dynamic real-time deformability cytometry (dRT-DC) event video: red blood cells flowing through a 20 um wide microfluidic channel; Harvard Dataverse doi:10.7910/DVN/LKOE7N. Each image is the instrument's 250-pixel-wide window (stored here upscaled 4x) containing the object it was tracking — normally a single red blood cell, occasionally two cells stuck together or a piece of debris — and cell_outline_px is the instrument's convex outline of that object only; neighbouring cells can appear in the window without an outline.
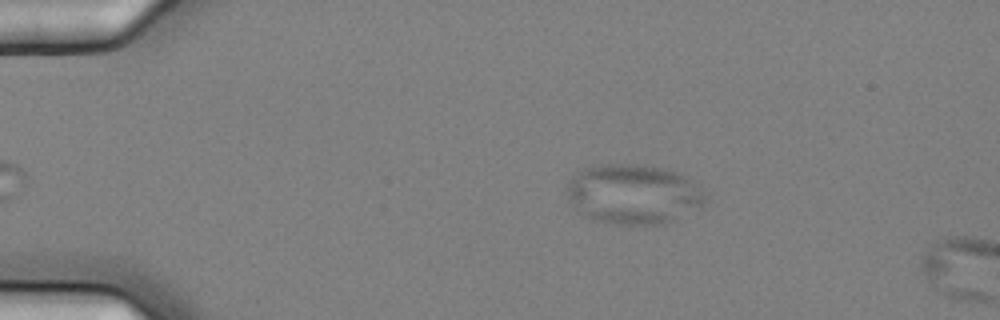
{"species": "common noctule bat (a hibernating species)", "species_latin": "Nyctalus noctula", "temperature_condition": "cold", "stored_images_in_passage": 2, "camera_frame_rate_fps": 3000, "um_per_image_px": 0.085, "animal": {"sex": "female", "body_mass_g": 25.1}, "frame": {"image": 1, "passage_image": 1, "time_ms": 0.0, "image_size_px": [1000, 320], "cell_outline_px": [[704, 200], [700, 204], [664, 224], [608, 224], [592, 220], [576, 212], [568, 200], [564, 188], [576, 172], [584, 168], [604, 164], [644, 164], [676, 172], [696, 180], [700, 184], [704, 192]], "centroid_in_image_um": [53.74, 16.49], "position_along_channel_um": 31.3, "area_um2": 48.49}}